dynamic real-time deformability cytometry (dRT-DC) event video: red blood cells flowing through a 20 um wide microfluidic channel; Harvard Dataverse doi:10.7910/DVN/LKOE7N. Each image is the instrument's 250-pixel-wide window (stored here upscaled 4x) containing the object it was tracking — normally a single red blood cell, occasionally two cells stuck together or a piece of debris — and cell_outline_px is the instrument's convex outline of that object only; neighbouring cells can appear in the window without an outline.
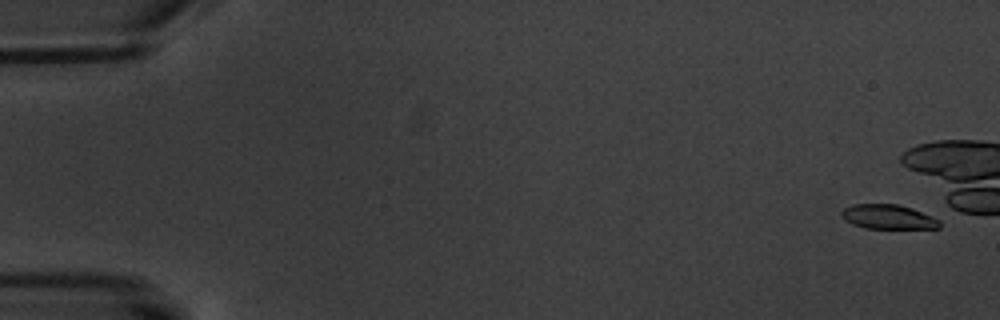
{"species": "common noctule bat (a hibernating species)", "species_latin": "Nyctalus noctula", "temperature_condition": "warm", "stored_images_in_passage": 7, "camera_frame_rate_fps": 3000, "um_per_image_px": 0.085, "animal": {"sex": "male", "body_mass_g": 20.1, "forearm_length_mm": 53.5}, "frame": {"image": 1, "passage_image": 1, "time_ms": 0.0, "image_size_px": [1000, 320], "cell_outline_px": [[940, 228], [864, 228], [852, 224], [844, 220], [840, 216], [840, 212], [844, 208], [852, 204], [896, 204], [912, 208], [940, 216]], "centroid_in_image_um": [75.54, 18.42], "position_along_channel_um": 9.5, "area_um2": 14.39}}